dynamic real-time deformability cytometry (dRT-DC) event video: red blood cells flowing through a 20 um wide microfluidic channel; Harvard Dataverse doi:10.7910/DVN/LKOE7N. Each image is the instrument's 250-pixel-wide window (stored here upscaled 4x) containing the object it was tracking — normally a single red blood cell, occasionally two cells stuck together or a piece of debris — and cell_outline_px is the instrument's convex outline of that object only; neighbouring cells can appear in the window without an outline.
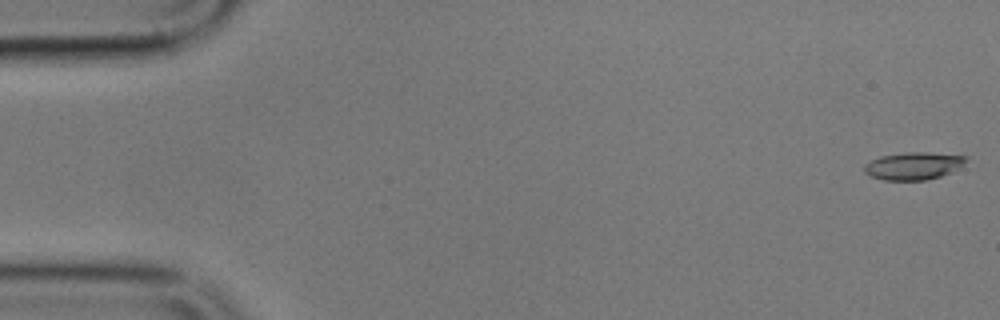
{"species": "common noctule bat (a hibernating species)", "species_latin": "Nyctalus noctula", "temperature_condition": "cold", "stored_images_in_passage": 5, "camera_frame_rate_fps": 3000, "um_per_image_px": 0.085, "animal": {"sex": "male", "body_mass_g": 17.9}, "frame": {"image": 1, "passage_image": 1, "time_ms": 0.0, "image_size_px": [1000, 320], "cell_outline_px": [[968, 156], [952, 172], [940, 176], [924, 180], [884, 180], [872, 176], [864, 172], [864, 164], [880, 156], [904, 152], [928, 152]], "centroid_in_image_um": [77.59, 14.09], "position_along_channel_um": 7.4, "area_um2": 16.07}}
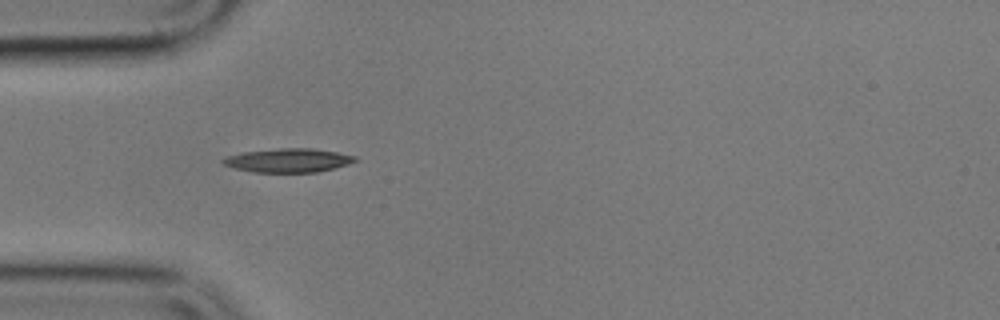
{"frame": {"image": 2, "passage_image": 5, "time_ms": 5.333, "image_size_px": [1000, 320], "cell_outline_px": [[360, 160], [348, 164], [316, 172], [252, 172], [236, 168], [224, 164], [220, 160], [228, 156], [244, 152], [280, 148], [312, 148], [336, 152], [356, 156]], "centroid_in_image_um": [24.53, 13.63], "position_along_channel_um": 60.5, "area_um2": 18.15}}